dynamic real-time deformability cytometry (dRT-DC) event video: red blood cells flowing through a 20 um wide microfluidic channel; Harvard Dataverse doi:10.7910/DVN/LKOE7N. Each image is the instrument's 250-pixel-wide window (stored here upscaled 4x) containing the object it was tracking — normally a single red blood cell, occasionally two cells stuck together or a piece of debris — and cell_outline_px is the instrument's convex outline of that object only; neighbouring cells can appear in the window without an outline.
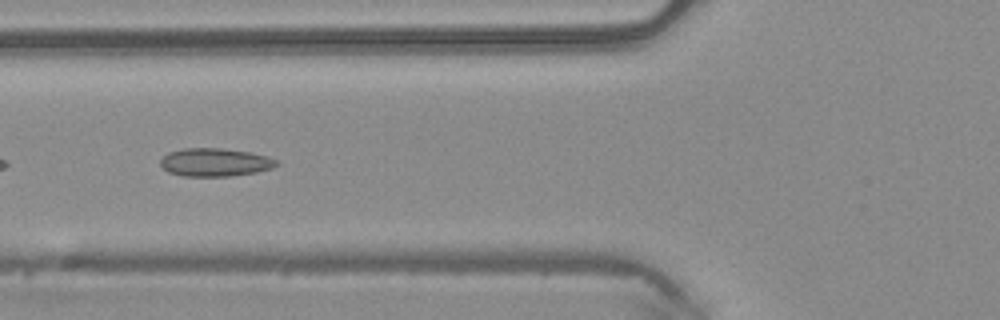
{"species": "common noctule bat (a hibernating species)", "species_latin": "Nyctalus noctula", "temperature_condition": "warm", "stored_images_in_passage": 22, "camera_frame_rate_fps": 3000, "um_per_image_px": 0.085, "animal": {"sex": "male", "body_mass_g": 20.4}, "frame": {"image": 1, "passage_image": 19, "time_ms": 6.0, "image_size_px": [1000, 320], "cell_outline_px": [[280, 164], [272, 168], [256, 172], [232, 176], [184, 176], [168, 172], [160, 164], [160, 160], [168, 152], [184, 148], [220, 148], [248, 152], [268, 156], [276, 160]], "centroid_in_image_um": [18.28, 13.79], "position_along_channel_um": 107.5, "area_um2": 19.02}}